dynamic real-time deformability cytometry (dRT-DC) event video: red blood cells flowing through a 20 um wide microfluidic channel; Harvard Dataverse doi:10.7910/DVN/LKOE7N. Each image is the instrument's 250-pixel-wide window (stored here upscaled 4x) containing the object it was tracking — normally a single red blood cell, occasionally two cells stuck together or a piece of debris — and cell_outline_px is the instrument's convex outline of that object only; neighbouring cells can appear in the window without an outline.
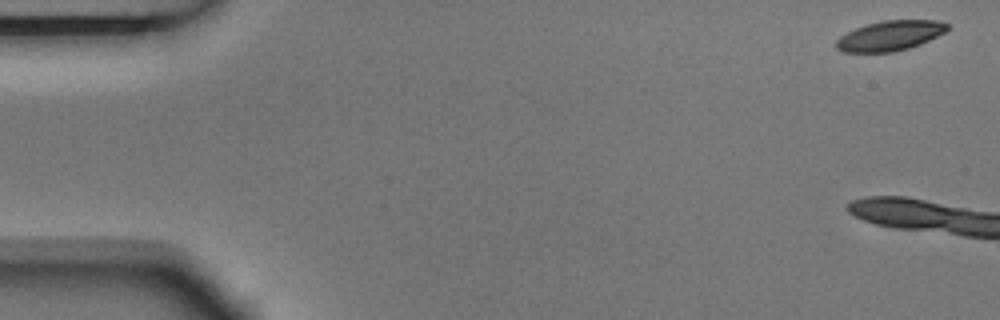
{"species": "Egyptian fruit bat (a non-hibernating species)", "species_latin": "Rousettus aegyptiacus", "temperature_condition": "room temperature", "stored_images_in_passage": 4, "camera_frame_rate_fps": 3000, "um_per_image_px": 0.085, "animal": {"sex": "male"}, "frame": {"image": 1, "passage_image": 1, "time_ms": 0.0, "image_size_px": [1000, 320], "cell_outline_px": [[952, 28], [920, 44], [896, 52], [844, 52], [836, 48], [836, 40], [840, 36], [856, 28], [868, 24], [884, 20], [940, 20], [948, 24]], "centroid_in_image_um": [75.68, 3.03], "position_along_channel_um": 9.3, "area_um2": 19.36}}